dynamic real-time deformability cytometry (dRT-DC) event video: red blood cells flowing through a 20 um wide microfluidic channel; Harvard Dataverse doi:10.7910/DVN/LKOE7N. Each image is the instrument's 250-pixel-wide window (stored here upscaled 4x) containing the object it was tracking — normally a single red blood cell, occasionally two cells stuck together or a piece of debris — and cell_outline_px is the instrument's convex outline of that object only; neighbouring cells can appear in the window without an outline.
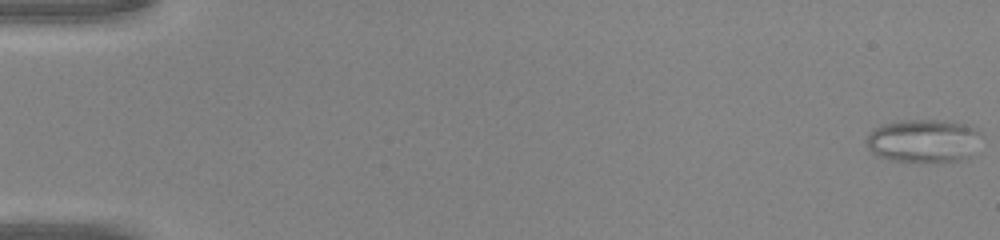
{"species": "common noctule bat (a hibernating species)", "species_latin": "Nyctalus noctula", "temperature_condition": "warm", "stored_images_in_passage": 47, "camera_frame_rate_fps": 3000, "um_per_image_px": 0.085, "animal": {"sex": "male", "body_mass_g": 20.0, "forearm_length_mm": 53.3}, "frame": {"image": 1, "passage_image": 1, "time_ms": 0.0, "image_size_px": [1000, 240], "cell_outline_px": [[984, 136], [972, 156], [968, 160], [892, 160], [876, 156], [868, 148], [864, 140], [880, 124], [900, 120], [952, 120], [968, 124], [980, 128]], "centroid_in_image_um": [78.6, 11.93], "position_along_channel_um": 6.4, "area_um2": 29.48}}
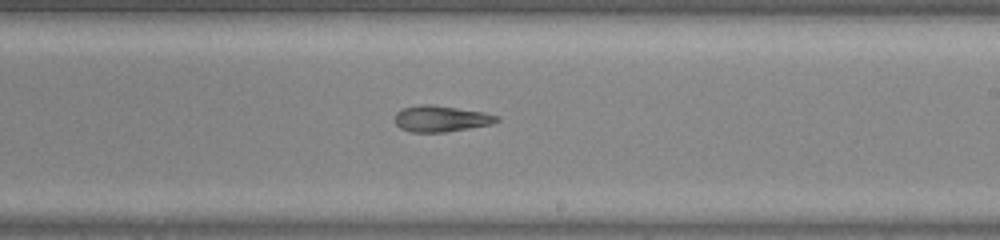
{"frame": {"image": 2, "passage_image": 29, "time_ms": 9.333, "image_size_px": [1000, 240], "cell_outline_px": [[500, 120], [492, 124], [444, 132], [412, 132], [400, 128], [396, 124], [396, 112], [404, 108], [420, 104], [432, 104], [484, 112], [500, 116]], "centroid_in_image_um": [37.51, 10.08], "position_along_channel_um": 251.5, "area_um2": 15.49}}
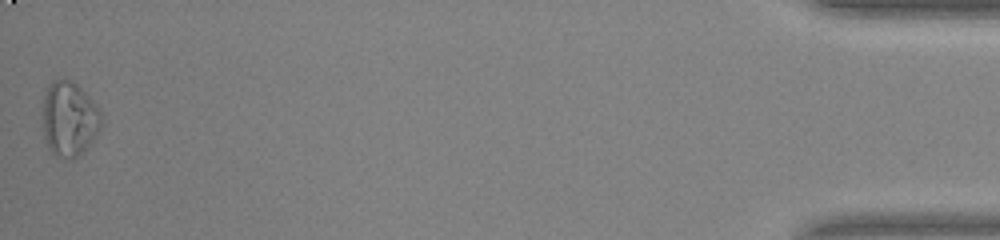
{"frame": {"image": 3, "passage_image": 47, "time_ms": 15.333, "image_size_px": [1000, 240], "cell_outline_px": [[100, 128], [88, 144], [72, 160], [68, 160], [52, 152], [48, 148], [44, 140], [44, 96], [48, 84], [52, 80], [60, 76], [64, 76], [72, 80], [88, 96], [100, 112]], "centroid_in_image_um": [5.84, 10.05], "position_along_channel_um": 429.4, "area_um2": 25.14}}